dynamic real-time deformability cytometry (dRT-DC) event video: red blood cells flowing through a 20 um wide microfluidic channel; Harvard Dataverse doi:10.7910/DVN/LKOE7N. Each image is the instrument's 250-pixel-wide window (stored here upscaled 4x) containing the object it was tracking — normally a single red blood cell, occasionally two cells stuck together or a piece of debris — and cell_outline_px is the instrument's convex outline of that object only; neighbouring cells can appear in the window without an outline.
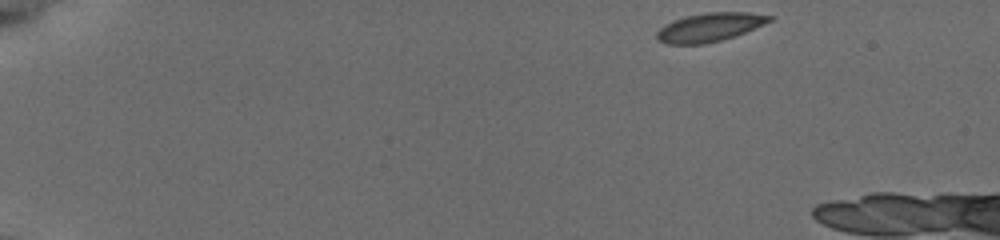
{"species": "common noctule bat (a hibernating species)", "species_latin": "Nyctalus noctula", "temperature_condition": "cold", "stored_images_in_passage": 43, "camera_frame_rate_fps": 3000, "um_per_image_px": 0.085, "animal": {"sex": "female", "body_mass_g": 19.5, "forearm_length_mm": 54.1}, "frame": {"image": 1, "passage_image": 1, "time_ms": 0.0, "image_size_px": [1000, 240], "cell_outline_px": [[776, 16], [772, 20], [744, 32], [720, 40], [704, 44], [668, 44], [656, 40], [656, 32], [660, 28], [672, 20], [684, 16], [704, 12], [748, 12]], "centroid_in_image_um": [60.28, 2.3], "position_along_channel_um": 24.7, "area_um2": 18.79}}
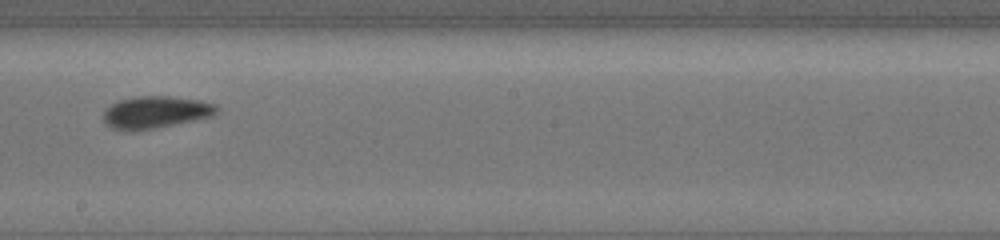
{"frame": {"image": 2, "passage_image": 27, "time_ms": 8.667, "image_size_px": [1000, 240], "cell_outline_px": [[216, 112], [212, 116], [132, 132], [116, 128], [108, 124], [104, 120], [104, 108], [116, 100], [136, 96], [168, 96], [200, 100], [216, 104]], "centroid_in_image_um": [13.17, 9.51], "position_along_channel_um": 235.0, "area_um2": 20.98}}
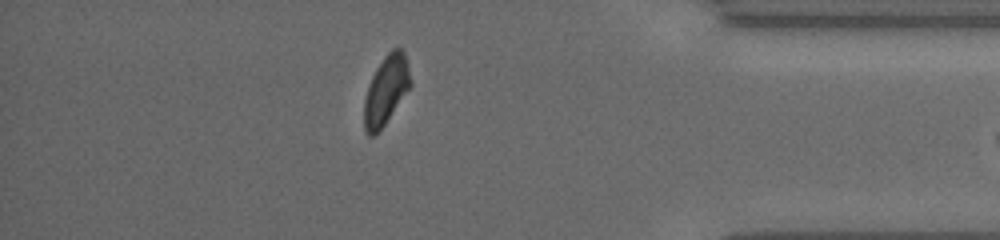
{"frame": {"image": 3, "passage_image": 42, "time_ms": 13.667, "image_size_px": [1000, 240], "cell_outline_px": [[412, 84], [384, 124], [372, 136], [368, 136], [364, 132], [364, 100], [372, 76], [376, 68], [384, 56], [392, 48], [400, 48], [404, 52], [408, 64]], "centroid_in_image_um": [32.81, 7.64], "position_along_channel_um": 402.4, "area_um2": 18.32}}